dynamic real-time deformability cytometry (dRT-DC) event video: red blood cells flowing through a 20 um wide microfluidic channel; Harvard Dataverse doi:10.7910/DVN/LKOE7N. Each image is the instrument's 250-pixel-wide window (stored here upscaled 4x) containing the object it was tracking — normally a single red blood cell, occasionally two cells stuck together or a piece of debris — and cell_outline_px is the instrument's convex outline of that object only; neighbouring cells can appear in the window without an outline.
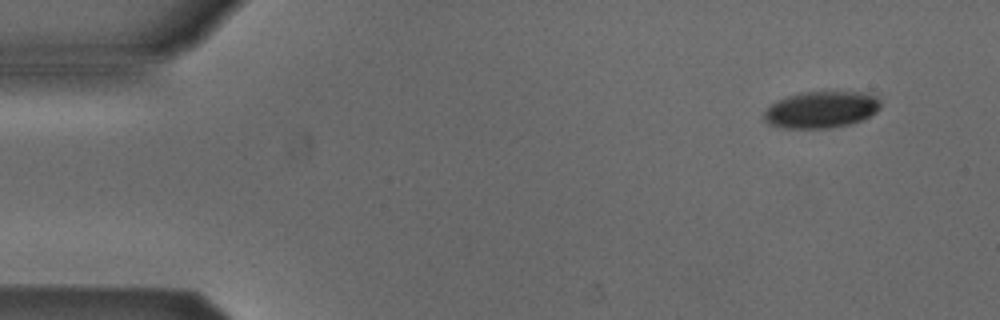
{"species": "Egyptian fruit bat (a non-hibernating species)", "species_latin": "Rousettus aegyptiacus", "temperature_condition": "cold", "stored_images_in_passage": 5, "segment_of_instrument_passage": [2, 2], "camera_frame_rate_fps": 3000, "um_per_image_px": 0.085, "animal": {"sex": "male"}, "frame": {"image": 1, "passage_image": 5, "time_ms": 1.333, "image_size_px": [1000, 320], "cell_outline_px": [[880, 108], [876, 112], [860, 120], [848, 124], [828, 128], [780, 128], [768, 124], [764, 120], [764, 112], [768, 104], [776, 100], [800, 92], [860, 92], [876, 96], [880, 100]], "centroid_in_image_um": [69.74, 9.32], "position_along_channel_um": 15.3, "area_um2": 24.97}}